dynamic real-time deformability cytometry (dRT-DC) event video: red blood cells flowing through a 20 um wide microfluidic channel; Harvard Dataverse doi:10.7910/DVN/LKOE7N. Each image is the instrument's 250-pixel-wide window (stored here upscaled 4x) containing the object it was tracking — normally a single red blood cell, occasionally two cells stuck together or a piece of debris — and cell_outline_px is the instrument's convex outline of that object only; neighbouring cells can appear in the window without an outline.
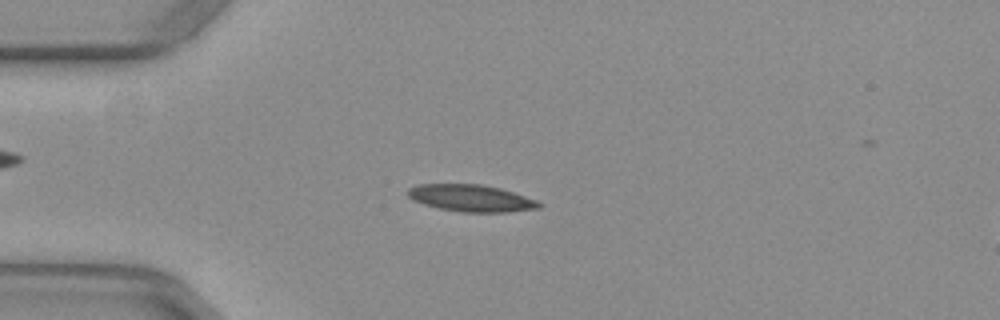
{"species": "common noctule bat (a hibernating species)", "species_latin": "Nyctalus noctula", "temperature_condition": "warm", "stored_images_in_passage": 40, "camera_frame_rate_fps": 3000, "um_per_image_px": 0.085, "animal": {"sex": "female", "body_mass_g": 29.2, "forearm_length_mm": 56.3}, "frame": {"image": 1, "passage_image": 1, "time_ms": 0.0, "image_size_px": [1000, 320], "cell_outline_px": [[544, 204], [540, 208], [508, 212], [460, 212], [440, 208], [424, 204], [412, 200], [408, 196], [408, 188], [420, 184], [480, 184], [500, 188], [536, 200]], "centroid_in_image_um": [40.05, 16.84], "position_along_channel_um": 44.9, "area_um2": 20.52}}
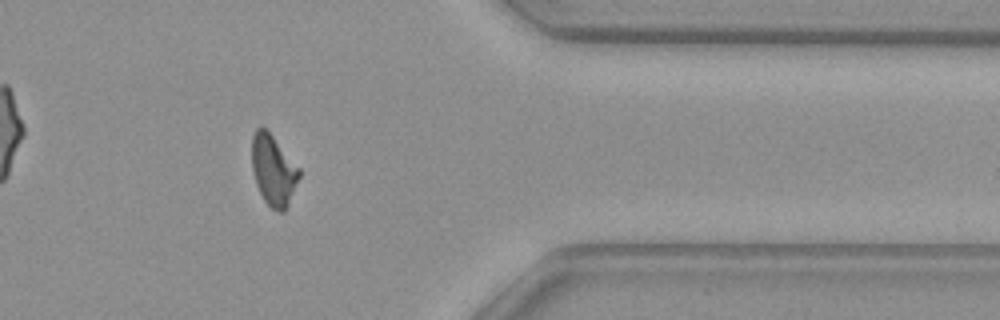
{"frame": {"image": 2, "passage_image": 30, "time_ms": 9.667, "image_size_px": [1000, 320], "cell_outline_px": [[300, 176], [288, 204], [284, 212], [280, 212], [272, 208], [264, 200], [256, 184], [252, 168], [252, 136], [256, 128], [260, 124], [272, 136], [300, 168]], "centroid_in_image_um": [23.23, 14.46], "position_along_channel_um": 388.2, "area_um2": 19.25}}
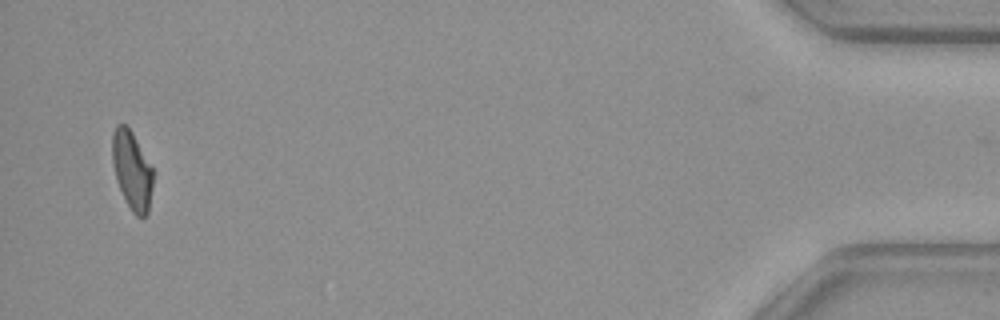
{"frame": {"image": 3, "passage_image": 38, "time_ms": 12.333, "image_size_px": [1000, 320], "cell_outline_px": [[152, 188], [148, 212], [144, 216], [136, 216], [132, 212], [116, 180], [112, 164], [112, 132], [116, 124], [124, 124], [132, 132], [152, 168]], "centroid_in_image_um": [11.19, 14.45], "position_along_channel_um": 424.0, "area_um2": 18.32}, "authors_computed_cell_mechanics": {"area_um2": 19.7676, "velocity_mm_per_s": 3.9687, "shape_relaxation_time_tau1_ms": null, "shape_relaxation_time_tau2_ms": 8.5251, "deformation_change_tau1": null, "deformation_change_tau2": 0.1607}}